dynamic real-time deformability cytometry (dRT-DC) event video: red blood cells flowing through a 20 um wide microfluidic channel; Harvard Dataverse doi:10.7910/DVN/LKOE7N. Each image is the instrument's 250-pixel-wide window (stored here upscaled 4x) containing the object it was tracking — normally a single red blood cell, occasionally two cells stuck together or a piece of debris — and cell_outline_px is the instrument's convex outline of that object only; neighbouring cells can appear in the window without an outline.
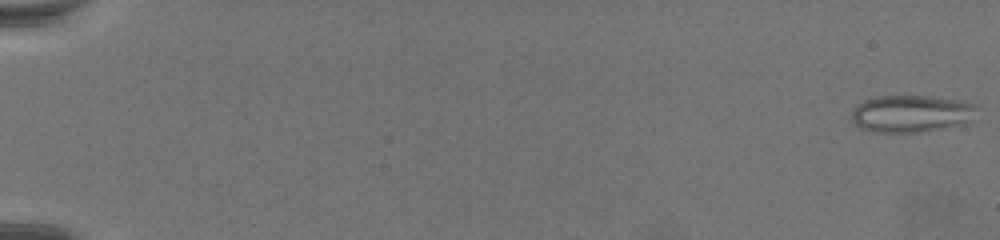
{"species": "common noctule bat (a hibernating species)", "species_latin": "Nyctalus noctula", "temperature_condition": "warm", "stored_images_in_passage": 66, "camera_frame_rate_fps": 3000, "um_per_image_px": 0.085, "animal": {"sex": "female", "body_mass_g": 19.5, "forearm_length_mm": 54.1}, "frame": {"image": 1, "passage_image": 1, "time_ms": 0.0, "image_size_px": [1000, 240], "cell_outline_px": [[972, 108], [952, 124], [936, 128], [916, 132], [880, 132], [864, 128], [856, 124], [852, 116], [852, 108], [864, 100], [880, 96], [928, 96], [952, 100], [968, 104]], "centroid_in_image_um": [77.13, 9.63], "position_along_channel_um": 7.9, "area_um2": 24.74}}
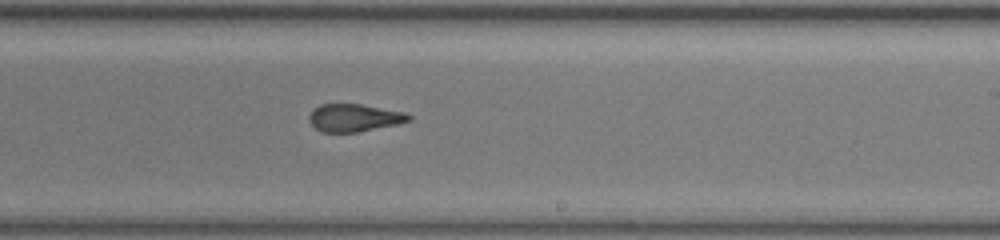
{"frame": {"image": 2, "passage_image": 46, "time_ms": 15.0, "image_size_px": [1000, 240], "cell_outline_px": [[412, 120], [396, 124], [356, 132], [320, 132], [308, 120], [308, 116], [320, 104], [360, 104], [404, 112], [412, 116]], "centroid_in_image_um": [30.1, 10.01], "position_along_channel_um": 258.9, "area_um2": 15.84}}
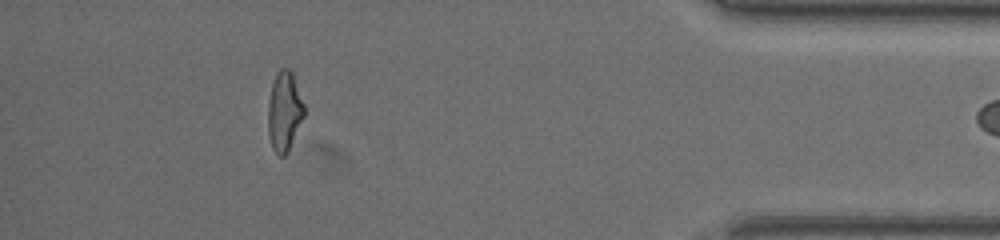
{"frame": {"image": 3, "passage_image": 65, "time_ms": 21.333, "image_size_px": [1000, 240], "cell_outline_px": [[304, 116], [288, 152], [284, 156], [280, 156], [272, 148], [268, 136], [268, 104], [272, 84], [276, 72], [280, 68], [288, 68], [292, 72], [304, 104]], "centroid_in_image_um": [24.16, 9.47], "position_along_channel_um": 411.0, "area_um2": 16.76}}